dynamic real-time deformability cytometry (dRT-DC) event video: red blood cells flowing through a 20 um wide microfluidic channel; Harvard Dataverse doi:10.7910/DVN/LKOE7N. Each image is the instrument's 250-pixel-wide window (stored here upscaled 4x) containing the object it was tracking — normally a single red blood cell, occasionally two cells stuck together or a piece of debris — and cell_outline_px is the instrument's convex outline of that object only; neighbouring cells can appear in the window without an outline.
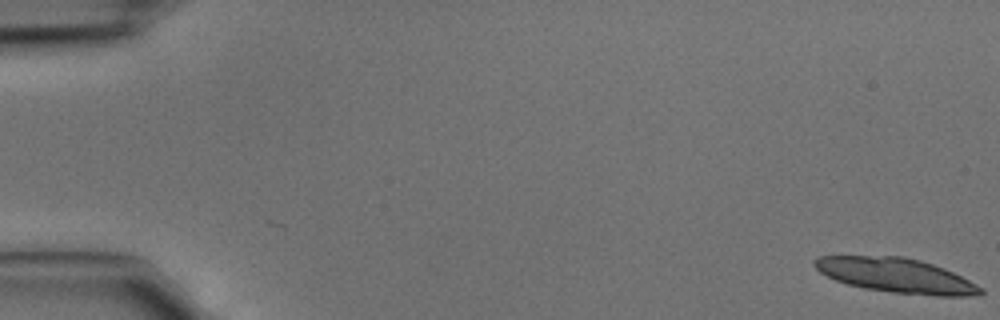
{"species": "common noctule bat (a hibernating species)", "species_latin": "Nyctalus noctula", "temperature_condition": "cold", "stored_images_in_passage": 18, "camera_frame_rate_fps": 3000, "um_per_image_px": 0.085, "animal": {"sex": "male", "body_mass_g": 15.6}, "frame": {"image": 1, "passage_image": 1, "time_ms": 0.0, "image_size_px": [1000, 320], "cell_outline_px": [[984, 292], [980, 296], [936, 296], [892, 292], [864, 288], [848, 284], [836, 280], [820, 272], [812, 264], [812, 260], [816, 256], [904, 256], [920, 260], [944, 268], [984, 288]], "centroid_in_image_um": [76.18, 23.41], "position_along_channel_um": 8.8, "area_um2": 33.47}}